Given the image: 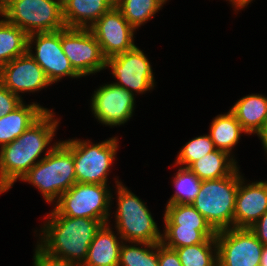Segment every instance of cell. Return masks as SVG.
<instances>
[{
	"label": "cell",
	"instance_id": "cell-1",
	"mask_svg": "<svg viewBox=\"0 0 267 266\" xmlns=\"http://www.w3.org/2000/svg\"><path fill=\"white\" fill-rule=\"evenodd\" d=\"M54 116L52 110L46 111L21 136L0 148V194L41 161L38 158L51 144L59 124Z\"/></svg>",
	"mask_w": 267,
	"mask_h": 266
},
{
	"label": "cell",
	"instance_id": "cell-2",
	"mask_svg": "<svg viewBox=\"0 0 267 266\" xmlns=\"http://www.w3.org/2000/svg\"><path fill=\"white\" fill-rule=\"evenodd\" d=\"M37 244L46 252L83 264L89 246L103 223L97 219L47 215Z\"/></svg>",
	"mask_w": 267,
	"mask_h": 266
},
{
	"label": "cell",
	"instance_id": "cell-3",
	"mask_svg": "<svg viewBox=\"0 0 267 266\" xmlns=\"http://www.w3.org/2000/svg\"><path fill=\"white\" fill-rule=\"evenodd\" d=\"M41 192L46 202L53 203L69 190L76 181L73 158V139L56 142L41 161L21 179ZM55 199V200H54Z\"/></svg>",
	"mask_w": 267,
	"mask_h": 266
},
{
	"label": "cell",
	"instance_id": "cell-4",
	"mask_svg": "<svg viewBox=\"0 0 267 266\" xmlns=\"http://www.w3.org/2000/svg\"><path fill=\"white\" fill-rule=\"evenodd\" d=\"M241 177L238 167L229 176L202 181L191 203L216 232L234 227L235 201Z\"/></svg>",
	"mask_w": 267,
	"mask_h": 266
},
{
	"label": "cell",
	"instance_id": "cell-5",
	"mask_svg": "<svg viewBox=\"0 0 267 266\" xmlns=\"http://www.w3.org/2000/svg\"><path fill=\"white\" fill-rule=\"evenodd\" d=\"M117 211L115 222L117 235L123 241L160 243L162 234L158 230L151 212L135 194L130 192L122 182L116 181Z\"/></svg>",
	"mask_w": 267,
	"mask_h": 266
},
{
	"label": "cell",
	"instance_id": "cell-6",
	"mask_svg": "<svg viewBox=\"0 0 267 266\" xmlns=\"http://www.w3.org/2000/svg\"><path fill=\"white\" fill-rule=\"evenodd\" d=\"M0 15L28 35L66 28L62 0H0Z\"/></svg>",
	"mask_w": 267,
	"mask_h": 266
},
{
	"label": "cell",
	"instance_id": "cell-7",
	"mask_svg": "<svg viewBox=\"0 0 267 266\" xmlns=\"http://www.w3.org/2000/svg\"><path fill=\"white\" fill-rule=\"evenodd\" d=\"M108 185L75 183L63 193L48 215H64L71 218H90L108 223L113 195Z\"/></svg>",
	"mask_w": 267,
	"mask_h": 266
},
{
	"label": "cell",
	"instance_id": "cell-8",
	"mask_svg": "<svg viewBox=\"0 0 267 266\" xmlns=\"http://www.w3.org/2000/svg\"><path fill=\"white\" fill-rule=\"evenodd\" d=\"M117 139V137H112L98 144H91L90 140H73L77 183L107 185L108 172L117 154Z\"/></svg>",
	"mask_w": 267,
	"mask_h": 266
},
{
	"label": "cell",
	"instance_id": "cell-9",
	"mask_svg": "<svg viewBox=\"0 0 267 266\" xmlns=\"http://www.w3.org/2000/svg\"><path fill=\"white\" fill-rule=\"evenodd\" d=\"M61 46L70 64L81 77L106 69V58L90 29H61Z\"/></svg>",
	"mask_w": 267,
	"mask_h": 266
},
{
	"label": "cell",
	"instance_id": "cell-10",
	"mask_svg": "<svg viewBox=\"0 0 267 266\" xmlns=\"http://www.w3.org/2000/svg\"><path fill=\"white\" fill-rule=\"evenodd\" d=\"M220 266H260L263 244L250 228H229L216 233Z\"/></svg>",
	"mask_w": 267,
	"mask_h": 266
},
{
	"label": "cell",
	"instance_id": "cell-11",
	"mask_svg": "<svg viewBox=\"0 0 267 266\" xmlns=\"http://www.w3.org/2000/svg\"><path fill=\"white\" fill-rule=\"evenodd\" d=\"M35 40V41H34ZM35 44V53L32 47ZM27 52L41 66L51 84L64 76L81 77L72 67L61 46V30L53 32H36L28 35Z\"/></svg>",
	"mask_w": 267,
	"mask_h": 266
},
{
	"label": "cell",
	"instance_id": "cell-12",
	"mask_svg": "<svg viewBox=\"0 0 267 266\" xmlns=\"http://www.w3.org/2000/svg\"><path fill=\"white\" fill-rule=\"evenodd\" d=\"M119 82L114 84L125 88L133 95L145 93L154 88L153 70L144 52L137 46L119 55L106 59V66Z\"/></svg>",
	"mask_w": 267,
	"mask_h": 266
},
{
	"label": "cell",
	"instance_id": "cell-13",
	"mask_svg": "<svg viewBox=\"0 0 267 266\" xmlns=\"http://www.w3.org/2000/svg\"><path fill=\"white\" fill-rule=\"evenodd\" d=\"M89 29L100 44L106 59L131 50L136 46L133 37L135 29L115 5L105 12Z\"/></svg>",
	"mask_w": 267,
	"mask_h": 266
},
{
	"label": "cell",
	"instance_id": "cell-14",
	"mask_svg": "<svg viewBox=\"0 0 267 266\" xmlns=\"http://www.w3.org/2000/svg\"><path fill=\"white\" fill-rule=\"evenodd\" d=\"M135 97L125 88L114 83L100 86L91 99L92 112L99 123L120 126L133 115Z\"/></svg>",
	"mask_w": 267,
	"mask_h": 266
},
{
	"label": "cell",
	"instance_id": "cell-15",
	"mask_svg": "<svg viewBox=\"0 0 267 266\" xmlns=\"http://www.w3.org/2000/svg\"><path fill=\"white\" fill-rule=\"evenodd\" d=\"M0 82L17 96H20V93L39 91L51 85L41 66L28 52L0 68Z\"/></svg>",
	"mask_w": 267,
	"mask_h": 266
},
{
	"label": "cell",
	"instance_id": "cell-16",
	"mask_svg": "<svg viewBox=\"0 0 267 266\" xmlns=\"http://www.w3.org/2000/svg\"><path fill=\"white\" fill-rule=\"evenodd\" d=\"M244 182L241 177L235 201V228L251 227L267 211V181Z\"/></svg>",
	"mask_w": 267,
	"mask_h": 266
},
{
	"label": "cell",
	"instance_id": "cell-17",
	"mask_svg": "<svg viewBox=\"0 0 267 266\" xmlns=\"http://www.w3.org/2000/svg\"><path fill=\"white\" fill-rule=\"evenodd\" d=\"M114 5L115 0H64L62 8L65 26L89 29Z\"/></svg>",
	"mask_w": 267,
	"mask_h": 266
},
{
	"label": "cell",
	"instance_id": "cell-18",
	"mask_svg": "<svg viewBox=\"0 0 267 266\" xmlns=\"http://www.w3.org/2000/svg\"><path fill=\"white\" fill-rule=\"evenodd\" d=\"M108 224H103L97 231L82 266H118L120 249L124 241L120 236L116 237Z\"/></svg>",
	"mask_w": 267,
	"mask_h": 266
},
{
	"label": "cell",
	"instance_id": "cell-19",
	"mask_svg": "<svg viewBox=\"0 0 267 266\" xmlns=\"http://www.w3.org/2000/svg\"><path fill=\"white\" fill-rule=\"evenodd\" d=\"M50 109L38 103L25 105L23 102L14 111L0 117V147L21 136L34 122Z\"/></svg>",
	"mask_w": 267,
	"mask_h": 266
},
{
	"label": "cell",
	"instance_id": "cell-20",
	"mask_svg": "<svg viewBox=\"0 0 267 266\" xmlns=\"http://www.w3.org/2000/svg\"><path fill=\"white\" fill-rule=\"evenodd\" d=\"M230 110L247 134H258L267 122V97L250 94L240 98Z\"/></svg>",
	"mask_w": 267,
	"mask_h": 266
},
{
	"label": "cell",
	"instance_id": "cell-21",
	"mask_svg": "<svg viewBox=\"0 0 267 266\" xmlns=\"http://www.w3.org/2000/svg\"><path fill=\"white\" fill-rule=\"evenodd\" d=\"M234 156L216 149L193 162L188 169L201 181L215 180L231 175L238 167Z\"/></svg>",
	"mask_w": 267,
	"mask_h": 266
},
{
	"label": "cell",
	"instance_id": "cell-22",
	"mask_svg": "<svg viewBox=\"0 0 267 266\" xmlns=\"http://www.w3.org/2000/svg\"><path fill=\"white\" fill-rule=\"evenodd\" d=\"M241 133L247 134L234 113L229 110L226 114L217 115L213 119L209 136L216 149L226 151L231 155L233 147L238 144Z\"/></svg>",
	"mask_w": 267,
	"mask_h": 266
},
{
	"label": "cell",
	"instance_id": "cell-23",
	"mask_svg": "<svg viewBox=\"0 0 267 266\" xmlns=\"http://www.w3.org/2000/svg\"><path fill=\"white\" fill-rule=\"evenodd\" d=\"M165 225L200 230L207 238H216V231L192 204H167L164 214Z\"/></svg>",
	"mask_w": 267,
	"mask_h": 266
},
{
	"label": "cell",
	"instance_id": "cell-24",
	"mask_svg": "<svg viewBox=\"0 0 267 266\" xmlns=\"http://www.w3.org/2000/svg\"><path fill=\"white\" fill-rule=\"evenodd\" d=\"M28 34L5 18L0 20V68L27 52Z\"/></svg>",
	"mask_w": 267,
	"mask_h": 266
},
{
	"label": "cell",
	"instance_id": "cell-25",
	"mask_svg": "<svg viewBox=\"0 0 267 266\" xmlns=\"http://www.w3.org/2000/svg\"><path fill=\"white\" fill-rule=\"evenodd\" d=\"M167 0H115V6L136 30L160 11Z\"/></svg>",
	"mask_w": 267,
	"mask_h": 266
},
{
	"label": "cell",
	"instance_id": "cell-26",
	"mask_svg": "<svg viewBox=\"0 0 267 266\" xmlns=\"http://www.w3.org/2000/svg\"><path fill=\"white\" fill-rule=\"evenodd\" d=\"M130 243L131 245H126L123 242L118 266H159L158 243Z\"/></svg>",
	"mask_w": 267,
	"mask_h": 266
},
{
	"label": "cell",
	"instance_id": "cell-27",
	"mask_svg": "<svg viewBox=\"0 0 267 266\" xmlns=\"http://www.w3.org/2000/svg\"><path fill=\"white\" fill-rule=\"evenodd\" d=\"M175 250L182 266H213L217 262L216 238H207L203 243Z\"/></svg>",
	"mask_w": 267,
	"mask_h": 266
},
{
	"label": "cell",
	"instance_id": "cell-28",
	"mask_svg": "<svg viewBox=\"0 0 267 266\" xmlns=\"http://www.w3.org/2000/svg\"><path fill=\"white\" fill-rule=\"evenodd\" d=\"M201 182L188 168L180 167L173 179L176 191L167 204H191L200 190Z\"/></svg>",
	"mask_w": 267,
	"mask_h": 266
},
{
	"label": "cell",
	"instance_id": "cell-29",
	"mask_svg": "<svg viewBox=\"0 0 267 266\" xmlns=\"http://www.w3.org/2000/svg\"><path fill=\"white\" fill-rule=\"evenodd\" d=\"M161 243L175 249L184 246L203 243L207 237L194 228L181 227V225H164Z\"/></svg>",
	"mask_w": 267,
	"mask_h": 266
},
{
	"label": "cell",
	"instance_id": "cell-30",
	"mask_svg": "<svg viewBox=\"0 0 267 266\" xmlns=\"http://www.w3.org/2000/svg\"><path fill=\"white\" fill-rule=\"evenodd\" d=\"M215 150L216 148L209 134L201 135L191 139L183 146L175 163L176 165H182L183 168H188L193 162Z\"/></svg>",
	"mask_w": 267,
	"mask_h": 266
},
{
	"label": "cell",
	"instance_id": "cell-31",
	"mask_svg": "<svg viewBox=\"0 0 267 266\" xmlns=\"http://www.w3.org/2000/svg\"><path fill=\"white\" fill-rule=\"evenodd\" d=\"M33 266H82V264L67 260L44 251L38 244L34 253Z\"/></svg>",
	"mask_w": 267,
	"mask_h": 266
},
{
	"label": "cell",
	"instance_id": "cell-32",
	"mask_svg": "<svg viewBox=\"0 0 267 266\" xmlns=\"http://www.w3.org/2000/svg\"><path fill=\"white\" fill-rule=\"evenodd\" d=\"M22 103L21 96L13 94L0 82V117L14 111Z\"/></svg>",
	"mask_w": 267,
	"mask_h": 266
},
{
	"label": "cell",
	"instance_id": "cell-33",
	"mask_svg": "<svg viewBox=\"0 0 267 266\" xmlns=\"http://www.w3.org/2000/svg\"><path fill=\"white\" fill-rule=\"evenodd\" d=\"M158 261L159 266H182L175 249L158 243Z\"/></svg>",
	"mask_w": 267,
	"mask_h": 266
},
{
	"label": "cell",
	"instance_id": "cell-34",
	"mask_svg": "<svg viewBox=\"0 0 267 266\" xmlns=\"http://www.w3.org/2000/svg\"><path fill=\"white\" fill-rule=\"evenodd\" d=\"M249 228L263 245H267V211Z\"/></svg>",
	"mask_w": 267,
	"mask_h": 266
},
{
	"label": "cell",
	"instance_id": "cell-35",
	"mask_svg": "<svg viewBox=\"0 0 267 266\" xmlns=\"http://www.w3.org/2000/svg\"><path fill=\"white\" fill-rule=\"evenodd\" d=\"M259 139L262 141V145L267 153V122L265 123L263 129L257 134Z\"/></svg>",
	"mask_w": 267,
	"mask_h": 266
},
{
	"label": "cell",
	"instance_id": "cell-36",
	"mask_svg": "<svg viewBox=\"0 0 267 266\" xmlns=\"http://www.w3.org/2000/svg\"><path fill=\"white\" fill-rule=\"evenodd\" d=\"M232 4V6L235 8L236 10H240L241 8H245L246 6H248V4L252 1V0H229Z\"/></svg>",
	"mask_w": 267,
	"mask_h": 266
},
{
	"label": "cell",
	"instance_id": "cell-37",
	"mask_svg": "<svg viewBox=\"0 0 267 266\" xmlns=\"http://www.w3.org/2000/svg\"><path fill=\"white\" fill-rule=\"evenodd\" d=\"M260 266H267V245L263 246L261 259H260Z\"/></svg>",
	"mask_w": 267,
	"mask_h": 266
},
{
	"label": "cell",
	"instance_id": "cell-38",
	"mask_svg": "<svg viewBox=\"0 0 267 266\" xmlns=\"http://www.w3.org/2000/svg\"><path fill=\"white\" fill-rule=\"evenodd\" d=\"M213 266H220V264L217 261Z\"/></svg>",
	"mask_w": 267,
	"mask_h": 266
}]
</instances>
